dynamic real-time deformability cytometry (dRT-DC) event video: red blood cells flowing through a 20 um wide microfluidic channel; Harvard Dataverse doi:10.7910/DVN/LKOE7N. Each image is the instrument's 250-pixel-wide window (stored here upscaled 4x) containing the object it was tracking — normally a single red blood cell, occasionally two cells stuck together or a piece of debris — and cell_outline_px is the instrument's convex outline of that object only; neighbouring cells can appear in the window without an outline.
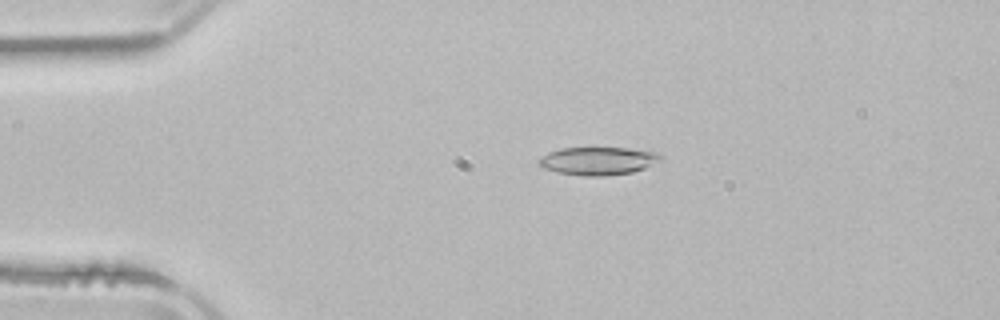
{"species": "common noctule bat (a hibernating species)", "species_latin": "Nyctalus noctula", "temperature_condition": "room temperature", "stored_images_in_passage": 4, "camera_frame_rate_fps": 3000, "um_per_image_px": 0.085, "animal": {"sex": "male", "body_mass_g": 21.5, "forearm_length_mm": 52.0}, "frame": {"image": 1, "passage_image": 3, "time_ms": 3.0, "image_size_px": [1000, 320], "cell_outline_px": [[664, 160], [644, 168], [632, 172], [604, 176], [584, 176], [556, 172], [544, 168], [536, 160], [540, 156], [548, 152], [560, 148], [628, 148], [660, 152], [664, 156]], "centroid_in_image_um": [50.87, 13.67], "position_along_channel_um": 34.1, "area_um2": 20.17}}